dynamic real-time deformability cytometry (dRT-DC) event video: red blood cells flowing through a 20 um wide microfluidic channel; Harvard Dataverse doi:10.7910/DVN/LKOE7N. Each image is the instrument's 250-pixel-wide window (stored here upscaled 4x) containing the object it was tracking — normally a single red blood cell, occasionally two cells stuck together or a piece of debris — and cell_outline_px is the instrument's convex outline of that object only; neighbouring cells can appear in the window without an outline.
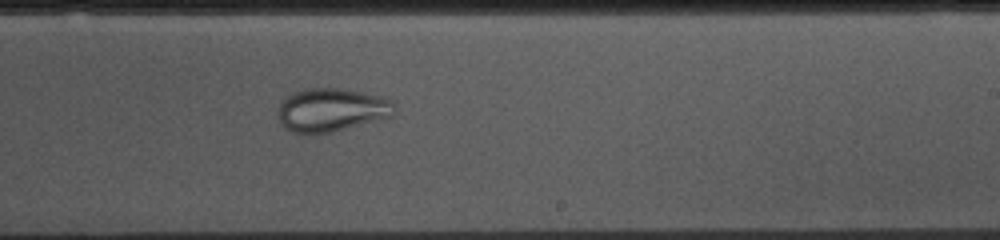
{"species": "common noctule bat (a hibernating species)", "species_latin": "Nyctalus noctula", "temperature_condition": "cold", "stored_images_in_passage": 53, "camera_frame_rate_fps": 3000, "um_per_image_px": 0.085, "animal": {"sex": "female", "body_mass_g": 10.0, "forearm_length_mm": 53.1}, "frame": {"image": 1, "passage_image": 31, "time_ms": 10.0, "image_size_px": [1000, 240], "cell_outline_px": [[396, 108], [392, 116], [332, 132], [292, 132], [284, 128], [276, 112], [280, 104], [292, 92], [304, 88], [340, 88], [360, 92], [392, 100]], "centroid_in_image_um": [28.15, 9.33], "position_along_channel_um": 260.8, "area_um2": 29.07}}
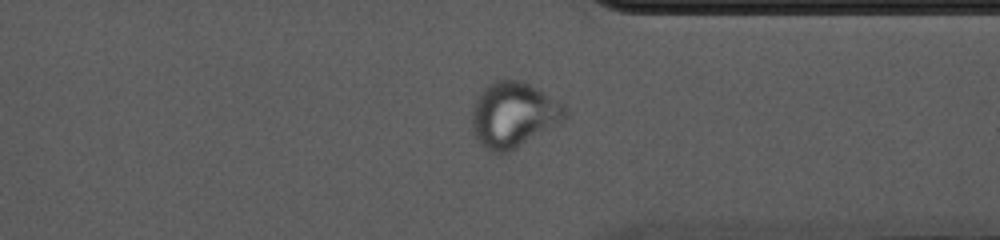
{"frame": {"image": 2, "passage_image": 40, "time_ms": 13.0, "image_size_px": [1000, 240], "cell_outline_px": [[568, 120], [564, 124], [508, 152], [488, 152], [480, 144], [476, 136], [472, 124], [472, 108], [476, 96], [488, 84], [496, 80], [520, 80], [536, 88], [564, 104], [568, 108]], "centroid_in_image_um": [43.71, 9.78], "position_along_channel_um": 367.7, "area_um2": 36.13}}
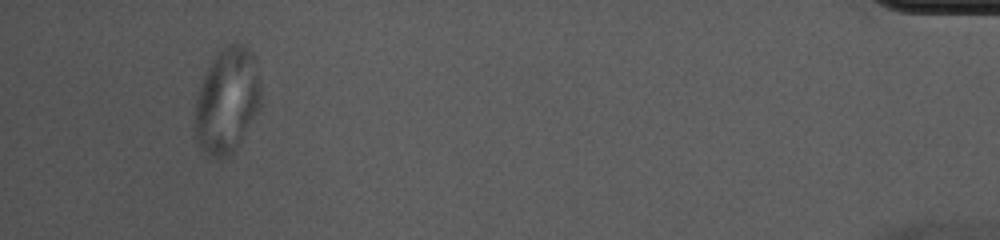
{"frame": {"image": 3, "passage_image": 50, "time_ms": 16.333, "image_size_px": [1000, 240], "cell_outline_px": [[260, 108], [236, 148], [224, 160], [220, 160], [208, 156], [200, 148], [196, 140], [196, 100], [204, 76], [212, 60], [228, 44], [236, 40], [244, 44], [252, 52], [256, 60], [260, 84]], "centroid_in_image_um": [19.33, 8.56], "position_along_channel_um": 415.9, "area_um2": 40.46}}